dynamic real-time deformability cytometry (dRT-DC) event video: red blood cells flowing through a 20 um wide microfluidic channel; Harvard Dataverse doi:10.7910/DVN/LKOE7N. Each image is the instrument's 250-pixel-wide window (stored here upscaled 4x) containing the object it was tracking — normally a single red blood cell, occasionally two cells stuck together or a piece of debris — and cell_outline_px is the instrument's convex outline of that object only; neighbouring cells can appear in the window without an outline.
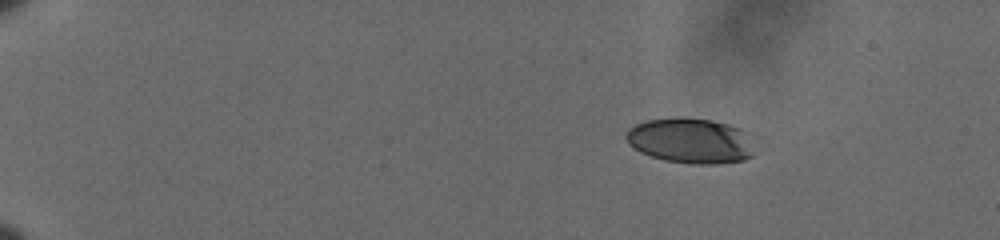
{"species": "human", "species_latin": "Homo sapiens", "temperature_condition": "cold", "stored_images_in_passage": 51, "camera_frame_rate_fps": 3000, "um_per_image_px": 0.085, "donor": {"sex": "male"}, "frame": {"image": 1, "passage_image": 1, "time_ms": 0.0, "image_size_px": [1000, 240], "cell_outline_px": [[752, 156], [744, 160], [716, 164], [692, 164], [664, 160], [640, 152], [628, 144], [624, 136], [628, 128], [636, 124], [648, 120], [676, 116], [684, 116], [712, 120], [728, 124], [740, 128], [752, 152]], "centroid_in_image_um": [58.59, 11.95], "position_along_channel_um": 26.4, "area_um2": 33.76}}
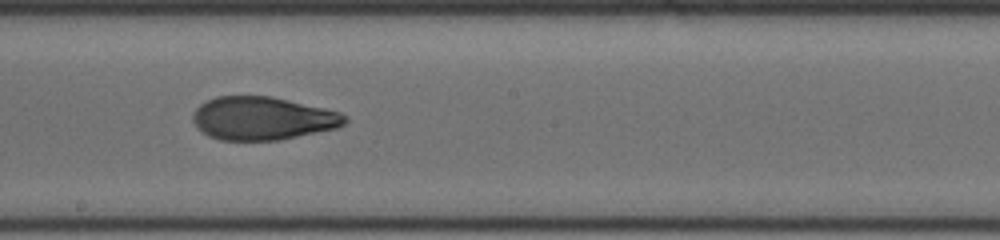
{"frame": {"image": 2, "passage_image": 28, "time_ms": 9.0, "image_size_px": [1000, 240], "cell_outline_px": [[348, 120], [344, 124], [336, 128], [280, 140], [220, 140], [208, 136], [196, 128], [192, 120], [192, 116], [196, 108], [200, 104], [216, 96], [272, 96], [324, 108], [340, 112]], "centroid_in_image_um": [22.28, 10.06], "position_along_channel_um": 225.9, "area_um2": 38.26}}
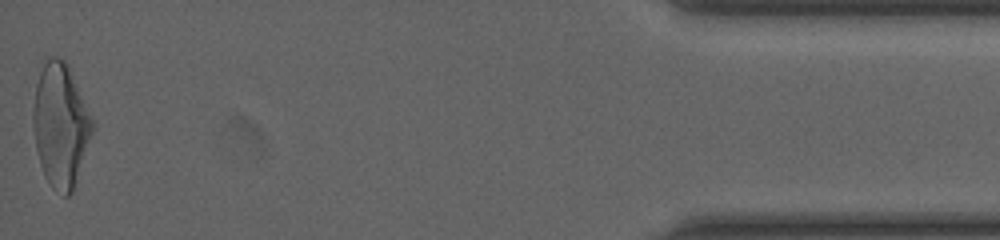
{"frame": {"image": 3, "passage_image": 51, "time_ms": 16.667, "image_size_px": [1000, 240], "cell_outline_px": [[96, 128], [72, 192], [68, 196], [64, 196], [52, 188], [48, 184], [44, 176], [40, 164], [36, 148], [32, 120], [32, 112], [36, 84], [44, 56], [56, 56], [64, 60], [68, 64]], "centroid_in_image_um": [5.14, 10.63], "position_along_channel_um": 430.1, "area_um2": 43.23}, "authors_computed_cell_mechanics": {"area_um2": 38.726, "velocity_mm_per_s": 3.611, "shape_relaxation_time_tau1_ms": 6.2845, "shape_relaxation_time_tau2_ms": 1.8065, "deformation_change_tau1": 0.1936, "deformation_change_tau2": 0.0804}}